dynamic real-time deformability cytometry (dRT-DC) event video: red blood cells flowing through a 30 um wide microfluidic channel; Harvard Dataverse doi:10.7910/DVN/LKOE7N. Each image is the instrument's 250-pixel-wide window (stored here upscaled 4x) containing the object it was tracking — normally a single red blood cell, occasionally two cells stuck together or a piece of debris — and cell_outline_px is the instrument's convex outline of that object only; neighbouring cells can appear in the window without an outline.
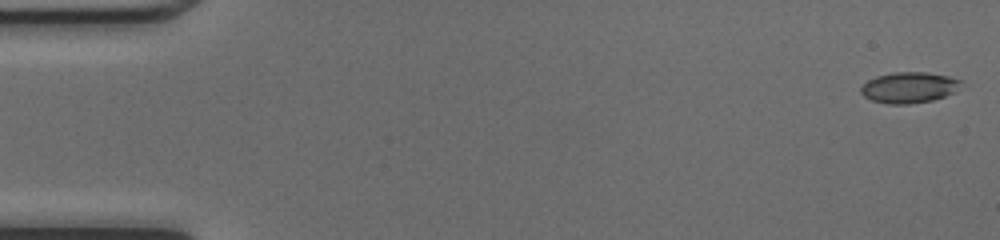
{"species": "common noctule bat (a hibernating species)", "species_latin": "Nyctalus noctula", "temperature_condition": "cold", "stored_images_in_passage": 48, "camera_frame_rate_fps": 3000, "um_per_image_px": 0.085, "animal": {"sex": "female", "body_mass_g": 17.0, "forearm_length_mm": 48.0}, "frame": {"image": 1, "passage_image": 1, "time_ms": 0.0, "image_size_px": [1000, 240], "cell_outline_px": [[960, 80], [956, 92], [932, 100], [908, 104], [888, 104], [872, 100], [864, 96], [860, 92], [860, 88], [868, 80], [876, 76], [892, 72], [928, 72], [948, 76]], "centroid_in_image_um": [77.24, 7.43], "position_along_channel_um": 7.8, "area_um2": 17.92}}
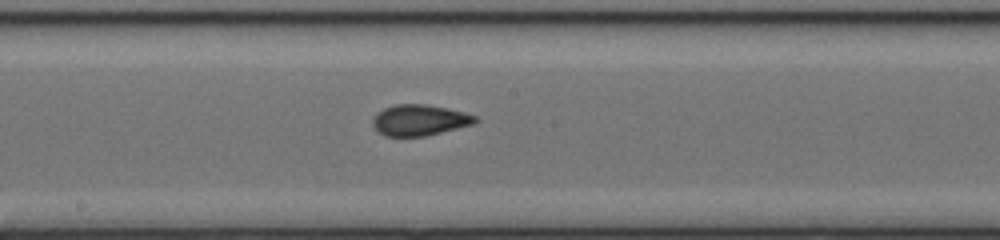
{"frame": {"image": 2, "passage_image": 26, "time_ms": 8.333, "image_size_px": [1000, 240], "cell_outline_px": [[480, 120], [472, 124], [424, 136], [384, 136], [372, 124], [372, 120], [376, 112], [384, 108], [396, 104], [424, 104], [448, 108], [464, 112], [476, 116]], "centroid_in_image_um": [35.65, 10.2], "position_along_channel_um": 212.6, "area_um2": 18.38}}
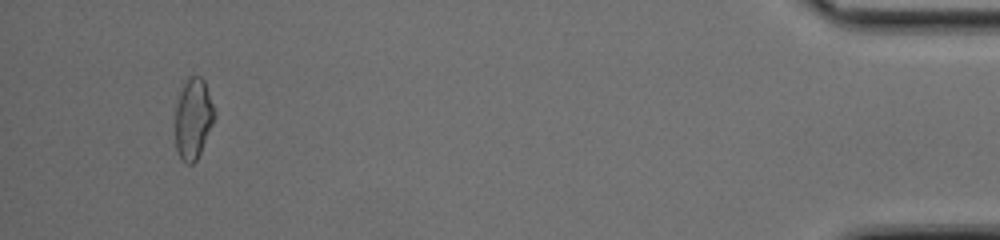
{"frame": {"image": 3, "passage_image": 46, "time_ms": 15.0, "image_size_px": [1000, 240], "cell_outline_px": [[216, 116], [200, 152], [196, 160], [192, 164], [188, 164], [180, 156], [176, 148], [176, 104], [180, 92], [188, 76], [200, 76], [204, 80], [216, 112]], "centroid_in_image_um": [16.44, 10.05], "position_along_channel_um": 418.8, "area_um2": 18.21}, "authors_computed_cell_mechanics": {"area_um2": 18.2648, "velocity_mm_per_s": 4.2589, "shape_relaxation_time_tau1_ms": 8.1604, "shape_relaxation_time_tau2_ms": 1.6387, "deformation_change_tau1": 0.1752, "deformation_change_tau2": 0.0612}}